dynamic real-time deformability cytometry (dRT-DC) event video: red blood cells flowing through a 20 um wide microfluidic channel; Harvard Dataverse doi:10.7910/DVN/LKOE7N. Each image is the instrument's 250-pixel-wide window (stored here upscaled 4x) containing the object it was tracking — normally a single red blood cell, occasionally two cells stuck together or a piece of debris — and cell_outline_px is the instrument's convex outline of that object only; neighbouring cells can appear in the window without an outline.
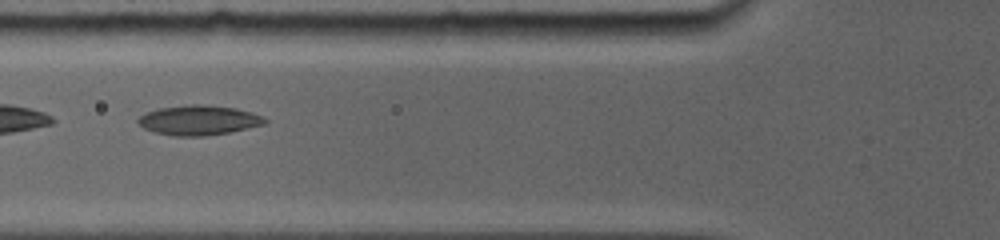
{"species": "common noctule bat (a hibernating species)", "species_latin": "Nyctalus noctula", "temperature_condition": "room temperature", "stored_images_in_passage": 30, "camera_frame_rate_fps": 5000, "um_per_image_px": 0.085, "animal": {"sex": "female", "body_mass_g": 19.0, "forearm_length_mm": 56.7}, "frame": {"image": 1, "passage_image": 7, "time_ms": 2.6, "image_size_px": [1000, 240], "cell_outline_px": [[268, 124], [228, 132], [204, 136], [172, 136], [156, 132], [144, 128], [136, 120], [144, 112], [160, 108], [192, 104], [204, 104], [236, 108], [252, 112], [268, 120]], "centroid_in_image_um": [16.9, 10.21], "position_along_channel_um": 108.9, "area_um2": 22.02}}
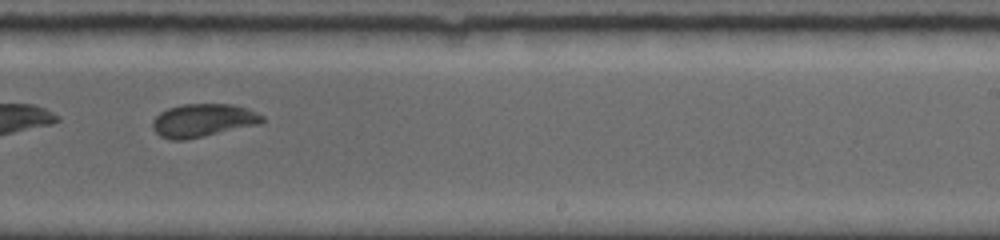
{"frame": {"image": 2, "passage_image": 18, "time_ms": 6.8, "image_size_px": [1000, 240], "cell_outline_px": [[264, 120], [260, 124], [204, 136], [184, 140], [172, 140], [160, 136], [152, 128], [152, 120], [160, 112], [168, 108], [184, 104], [232, 104], [248, 108], [264, 116]], "centroid_in_image_um": [17.25, 10.23], "position_along_channel_um": 271.7, "area_um2": 21.21}}
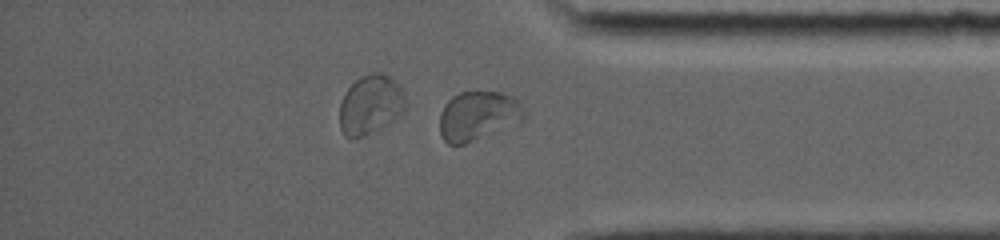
{"frame": {"image": 3, "passage_image": 26, "time_ms": 10.0, "image_size_px": [1000, 240], "cell_outline_px": [[524, 116], [520, 120], [464, 144], [448, 144], [440, 136], [440, 112], [444, 104], [452, 96], [460, 92], [500, 92], [512, 96], [524, 108]], "centroid_in_image_um": [40.56, 9.82], "position_along_channel_um": 394.6, "area_um2": 23.64}, "authors_computed_cell_mechanics": {"area_um2": 21.7906, "velocity_mm_per_s": 3.8843, "shape_relaxation_time_tau1_ms": 7.0052, "shape_relaxation_time_tau2_ms": 1.6799, "deformation_change_tau1": 0.1281, "deformation_change_tau2": 0.0526}}